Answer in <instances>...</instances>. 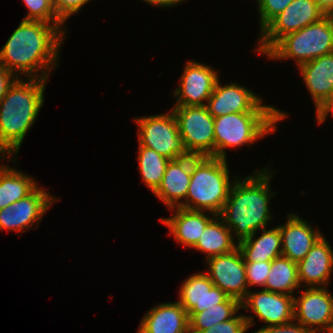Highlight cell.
Returning <instances> with one entry per match:
<instances>
[{
    "label": "cell",
    "instance_id": "603a6c76",
    "mask_svg": "<svg viewBox=\"0 0 333 333\" xmlns=\"http://www.w3.org/2000/svg\"><path fill=\"white\" fill-rule=\"evenodd\" d=\"M43 188H36L27 197L14 202L11 207L15 209L16 231L22 232L31 229L35 222L41 221L43 214L53 205L56 197Z\"/></svg>",
    "mask_w": 333,
    "mask_h": 333
},
{
    "label": "cell",
    "instance_id": "ffe728a7",
    "mask_svg": "<svg viewBox=\"0 0 333 333\" xmlns=\"http://www.w3.org/2000/svg\"><path fill=\"white\" fill-rule=\"evenodd\" d=\"M298 67L317 112L333 95V52L300 64Z\"/></svg>",
    "mask_w": 333,
    "mask_h": 333
},
{
    "label": "cell",
    "instance_id": "5b68a950",
    "mask_svg": "<svg viewBox=\"0 0 333 333\" xmlns=\"http://www.w3.org/2000/svg\"><path fill=\"white\" fill-rule=\"evenodd\" d=\"M286 118V113L242 112L214 118L215 157L226 158L225 148L240 147L254 143L258 138L273 133L277 122Z\"/></svg>",
    "mask_w": 333,
    "mask_h": 333
},
{
    "label": "cell",
    "instance_id": "f1b7e54d",
    "mask_svg": "<svg viewBox=\"0 0 333 333\" xmlns=\"http://www.w3.org/2000/svg\"><path fill=\"white\" fill-rule=\"evenodd\" d=\"M28 13L23 20L42 21L51 24H64L57 16L52 0H23Z\"/></svg>",
    "mask_w": 333,
    "mask_h": 333
},
{
    "label": "cell",
    "instance_id": "d6986e66",
    "mask_svg": "<svg viewBox=\"0 0 333 333\" xmlns=\"http://www.w3.org/2000/svg\"><path fill=\"white\" fill-rule=\"evenodd\" d=\"M140 321L137 333H189L188 313L178 301L155 305Z\"/></svg>",
    "mask_w": 333,
    "mask_h": 333
},
{
    "label": "cell",
    "instance_id": "9a60e30c",
    "mask_svg": "<svg viewBox=\"0 0 333 333\" xmlns=\"http://www.w3.org/2000/svg\"><path fill=\"white\" fill-rule=\"evenodd\" d=\"M228 298L226 293L214 286L206 273H196L183 281L178 302L187 313H200Z\"/></svg>",
    "mask_w": 333,
    "mask_h": 333
},
{
    "label": "cell",
    "instance_id": "83f0119b",
    "mask_svg": "<svg viewBox=\"0 0 333 333\" xmlns=\"http://www.w3.org/2000/svg\"><path fill=\"white\" fill-rule=\"evenodd\" d=\"M139 171L144 183L153 193L160 185L166 166L170 161L155 150L139 144Z\"/></svg>",
    "mask_w": 333,
    "mask_h": 333
},
{
    "label": "cell",
    "instance_id": "8992f818",
    "mask_svg": "<svg viewBox=\"0 0 333 333\" xmlns=\"http://www.w3.org/2000/svg\"><path fill=\"white\" fill-rule=\"evenodd\" d=\"M333 52V14L282 37L267 53L272 59H295L300 64Z\"/></svg>",
    "mask_w": 333,
    "mask_h": 333
},
{
    "label": "cell",
    "instance_id": "484cf974",
    "mask_svg": "<svg viewBox=\"0 0 333 333\" xmlns=\"http://www.w3.org/2000/svg\"><path fill=\"white\" fill-rule=\"evenodd\" d=\"M300 287L297 263L287 257L279 256L271 262L264 290L294 296L293 290Z\"/></svg>",
    "mask_w": 333,
    "mask_h": 333
},
{
    "label": "cell",
    "instance_id": "e0dca14e",
    "mask_svg": "<svg viewBox=\"0 0 333 333\" xmlns=\"http://www.w3.org/2000/svg\"><path fill=\"white\" fill-rule=\"evenodd\" d=\"M298 279L309 288L323 287L329 283L333 272V250L323 235L315 242L303 260L297 263Z\"/></svg>",
    "mask_w": 333,
    "mask_h": 333
},
{
    "label": "cell",
    "instance_id": "52a82bcc",
    "mask_svg": "<svg viewBox=\"0 0 333 333\" xmlns=\"http://www.w3.org/2000/svg\"><path fill=\"white\" fill-rule=\"evenodd\" d=\"M179 135L189 155L215 157L214 117L203 106H175Z\"/></svg>",
    "mask_w": 333,
    "mask_h": 333
},
{
    "label": "cell",
    "instance_id": "ba28073f",
    "mask_svg": "<svg viewBox=\"0 0 333 333\" xmlns=\"http://www.w3.org/2000/svg\"><path fill=\"white\" fill-rule=\"evenodd\" d=\"M168 113L135 118L139 126L138 142L169 160L189 156L179 135L174 113L172 110Z\"/></svg>",
    "mask_w": 333,
    "mask_h": 333
},
{
    "label": "cell",
    "instance_id": "ac0fdd59",
    "mask_svg": "<svg viewBox=\"0 0 333 333\" xmlns=\"http://www.w3.org/2000/svg\"><path fill=\"white\" fill-rule=\"evenodd\" d=\"M281 233L282 256L298 263L322 236L298 215L289 213L287 222L278 226Z\"/></svg>",
    "mask_w": 333,
    "mask_h": 333
},
{
    "label": "cell",
    "instance_id": "4fadbf2b",
    "mask_svg": "<svg viewBox=\"0 0 333 333\" xmlns=\"http://www.w3.org/2000/svg\"><path fill=\"white\" fill-rule=\"evenodd\" d=\"M218 74L210 66L193 61L187 62L180 79L181 83L175 89L177 97L175 106H203L211 96L218 80Z\"/></svg>",
    "mask_w": 333,
    "mask_h": 333
},
{
    "label": "cell",
    "instance_id": "d590c367",
    "mask_svg": "<svg viewBox=\"0 0 333 333\" xmlns=\"http://www.w3.org/2000/svg\"><path fill=\"white\" fill-rule=\"evenodd\" d=\"M17 78L15 74H12L0 65V101Z\"/></svg>",
    "mask_w": 333,
    "mask_h": 333
},
{
    "label": "cell",
    "instance_id": "4dcf8cb0",
    "mask_svg": "<svg viewBox=\"0 0 333 333\" xmlns=\"http://www.w3.org/2000/svg\"><path fill=\"white\" fill-rule=\"evenodd\" d=\"M293 0H257L261 31Z\"/></svg>",
    "mask_w": 333,
    "mask_h": 333
},
{
    "label": "cell",
    "instance_id": "3957f363",
    "mask_svg": "<svg viewBox=\"0 0 333 333\" xmlns=\"http://www.w3.org/2000/svg\"><path fill=\"white\" fill-rule=\"evenodd\" d=\"M46 79L17 78L0 101V156L17 154L44 103Z\"/></svg>",
    "mask_w": 333,
    "mask_h": 333
},
{
    "label": "cell",
    "instance_id": "d6a6232c",
    "mask_svg": "<svg viewBox=\"0 0 333 333\" xmlns=\"http://www.w3.org/2000/svg\"><path fill=\"white\" fill-rule=\"evenodd\" d=\"M57 16L65 22L71 15L79 12L89 0H52Z\"/></svg>",
    "mask_w": 333,
    "mask_h": 333
},
{
    "label": "cell",
    "instance_id": "cb8c5ba5",
    "mask_svg": "<svg viewBox=\"0 0 333 333\" xmlns=\"http://www.w3.org/2000/svg\"><path fill=\"white\" fill-rule=\"evenodd\" d=\"M233 237L232 231L225 225L223 219L216 215L207 224L194 248L206 253V259L226 254L238 247Z\"/></svg>",
    "mask_w": 333,
    "mask_h": 333
},
{
    "label": "cell",
    "instance_id": "5bb4252c",
    "mask_svg": "<svg viewBox=\"0 0 333 333\" xmlns=\"http://www.w3.org/2000/svg\"><path fill=\"white\" fill-rule=\"evenodd\" d=\"M241 308L253 311L259 320L267 323V327L283 325L294 320V296L287 294L264 289L252 293L249 289L241 302Z\"/></svg>",
    "mask_w": 333,
    "mask_h": 333
},
{
    "label": "cell",
    "instance_id": "44dd1931",
    "mask_svg": "<svg viewBox=\"0 0 333 333\" xmlns=\"http://www.w3.org/2000/svg\"><path fill=\"white\" fill-rule=\"evenodd\" d=\"M176 214L169 218H160L169 227L170 233L181 245L194 248L207 224L216 216L205 215L203 211L188 210L181 207L172 208Z\"/></svg>",
    "mask_w": 333,
    "mask_h": 333
},
{
    "label": "cell",
    "instance_id": "2e32d148",
    "mask_svg": "<svg viewBox=\"0 0 333 333\" xmlns=\"http://www.w3.org/2000/svg\"><path fill=\"white\" fill-rule=\"evenodd\" d=\"M190 181L191 155L173 159L168 162L161 183L153 193L171 210L185 202Z\"/></svg>",
    "mask_w": 333,
    "mask_h": 333
},
{
    "label": "cell",
    "instance_id": "6da1fadb",
    "mask_svg": "<svg viewBox=\"0 0 333 333\" xmlns=\"http://www.w3.org/2000/svg\"><path fill=\"white\" fill-rule=\"evenodd\" d=\"M50 24L22 19L0 50V65L18 78L20 73L28 79L40 78V72L41 79L48 80L66 33L63 24Z\"/></svg>",
    "mask_w": 333,
    "mask_h": 333
},
{
    "label": "cell",
    "instance_id": "7a4b0ae2",
    "mask_svg": "<svg viewBox=\"0 0 333 333\" xmlns=\"http://www.w3.org/2000/svg\"><path fill=\"white\" fill-rule=\"evenodd\" d=\"M267 169L232 182L219 216L232 233L235 232L238 242L250 237L259 229L266 228L268 221L272 219L269 200L275 193L270 190L272 175Z\"/></svg>",
    "mask_w": 333,
    "mask_h": 333
},
{
    "label": "cell",
    "instance_id": "277c9868",
    "mask_svg": "<svg viewBox=\"0 0 333 333\" xmlns=\"http://www.w3.org/2000/svg\"><path fill=\"white\" fill-rule=\"evenodd\" d=\"M229 176L226 159L191 155V181L180 207L220 215L232 186Z\"/></svg>",
    "mask_w": 333,
    "mask_h": 333
},
{
    "label": "cell",
    "instance_id": "4316f807",
    "mask_svg": "<svg viewBox=\"0 0 333 333\" xmlns=\"http://www.w3.org/2000/svg\"><path fill=\"white\" fill-rule=\"evenodd\" d=\"M241 309V303L228 298L225 302L207 308L200 313H188L189 333H200L211 326L227 321L235 316V313Z\"/></svg>",
    "mask_w": 333,
    "mask_h": 333
},
{
    "label": "cell",
    "instance_id": "836d02e7",
    "mask_svg": "<svg viewBox=\"0 0 333 333\" xmlns=\"http://www.w3.org/2000/svg\"><path fill=\"white\" fill-rule=\"evenodd\" d=\"M254 333H310L306 328H304L298 322L294 323V320L291 322L285 323L283 325L277 326H262Z\"/></svg>",
    "mask_w": 333,
    "mask_h": 333
},
{
    "label": "cell",
    "instance_id": "74e56055",
    "mask_svg": "<svg viewBox=\"0 0 333 333\" xmlns=\"http://www.w3.org/2000/svg\"><path fill=\"white\" fill-rule=\"evenodd\" d=\"M150 5H156V6H165V7H173L178 3H181L182 1L185 0H144Z\"/></svg>",
    "mask_w": 333,
    "mask_h": 333
},
{
    "label": "cell",
    "instance_id": "f546056e",
    "mask_svg": "<svg viewBox=\"0 0 333 333\" xmlns=\"http://www.w3.org/2000/svg\"><path fill=\"white\" fill-rule=\"evenodd\" d=\"M253 321L250 316L238 315L227 321L215 324L200 333H245L253 325Z\"/></svg>",
    "mask_w": 333,
    "mask_h": 333
},
{
    "label": "cell",
    "instance_id": "1f68e13d",
    "mask_svg": "<svg viewBox=\"0 0 333 333\" xmlns=\"http://www.w3.org/2000/svg\"><path fill=\"white\" fill-rule=\"evenodd\" d=\"M245 269L248 287L249 285L265 286L271 269V262H245Z\"/></svg>",
    "mask_w": 333,
    "mask_h": 333
},
{
    "label": "cell",
    "instance_id": "f35d334b",
    "mask_svg": "<svg viewBox=\"0 0 333 333\" xmlns=\"http://www.w3.org/2000/svg\"><path fill=\"white\" fill-rule=\"evenodd\" d=\"M315 1L327 14H333V0H315Z\"/></svg>",
    "mask_w": 333,
    "mask_h": 333
},
{
    "label": "cell",
    "instance_id": "e575fe53",
    "mask_svg": "<svg viewBox=\"0 0 333 333\" xmlns=\"http://www.w3.org/2000/svg\"><path fill=\"white\" fill-rule=\"evenodd\" d=\"M16 231L15 209L6 206L0 210V230Z\"/></svg>",
    "mask_w": 333,
    "mask_h": 333
},
{
    "label": "cell",
    "instance_id": "9c48e42d",
    "mask_svg": "<svg viewBox=\"0 0 333 333\" xmlns=\"http://www.w3.org/2000/svg\"><path fill=\"white\" fill-rule=\"evenodd\" d=\"M326 14L315 0H293L260 32L256 50L266 54L282 37L319 21Z\"/></svg>",
    "mask_w": 333,
    "mask_h": 333
},
{
    "label": "cell",
    "instance_id": "30bf717a",
    "mask_svg": "<svg viewBox=\"0 0 333 333\" xmlns=\"http://www.w3.org/2000/svg\"><path fill=\"white\" fill-rule=\"evenodd\" d=\"M294 320L310 333H330L333 328L332 294L324 286L306 288L298 298L294 296Z\"/></svg>",
    "mask_w": 333,
    "mask_h": 333
},
{
    "label": "cell",
    "instance_id": "8d00e7d4",
    "mask_svg": "<svg viewBox=\"0 0 333 333\" xmlns=\"http://www.w3.org/2000/svg\"><path fill=\"white\" fill-rule=\"evenodd\" d=\"M332 112L333 115V95L322 105V107L316 112L318 124L325 121L328 113Z\"/></svg>",
    "mask_w": 333,
    "mask_h": 333
},
{
    "label": "cell",
    "instance_id": "7402d4cb",
    "mask_svg": "<svg viewBox=\"0 0 333 333\" xmlns=\"http://www.w3.org/2000/svg\"><path fill=\"white\" fill-rule=\"evenodd\" d=\"M262 235L255 238V233L238 242L244 262H272L282 255L281 233L279 227L261 229Z\"/></svg>",
    "mask_w": 333,
    "mask_h": 333
},
{
    "label": "cell",
    "instance_id": "7c38bea8",
    "mask_svg": "<svg viewBox=\"0 0 333 333\" xmlns=\"http://www.w3.org/2000/svg\"><path fill=\"white\" fill-rule=\"evenodd\" d=\"M218 79L206 107L214 117L242 112H278L273 106L263 105L262 99L236 83L222 86Z\"/></svg>",
    "mask_w": 333,
    "mask_h": 333
},
{
    "label": "cell",
    "instance_id": "d4e9b609",
    "mask_svg": "<svg viewBox=\"0 0 333 333\" xmlns=\"http://www.w3.org/2000/svg\"><path fill=\"white\" fill-rule=\"evenodd\" d=\"M38 184L32 176L10 168L8 165L0 167V210L11 206L14 202L31 194Z\"/></svg>",
    "mask_w": 333,
    "mask_h": 333
},
{
    "label": "cell",
    "instance_id": "8fae6325",
    "mask_svg": "<svg viewBox=\"0 0 333 333\" xmlns=\"http://www.w3.org/2000/svg\"><path fill=\"white\" fill-rule=\"evenodd\" d=\"M206 262L209 266L206 274L214 286L241 303L249 290L245 262L238 247L229 253L210 257Z\"/></svg>",
    "mask_w": 333,
    "mask_h": 333
}]
</instances>
